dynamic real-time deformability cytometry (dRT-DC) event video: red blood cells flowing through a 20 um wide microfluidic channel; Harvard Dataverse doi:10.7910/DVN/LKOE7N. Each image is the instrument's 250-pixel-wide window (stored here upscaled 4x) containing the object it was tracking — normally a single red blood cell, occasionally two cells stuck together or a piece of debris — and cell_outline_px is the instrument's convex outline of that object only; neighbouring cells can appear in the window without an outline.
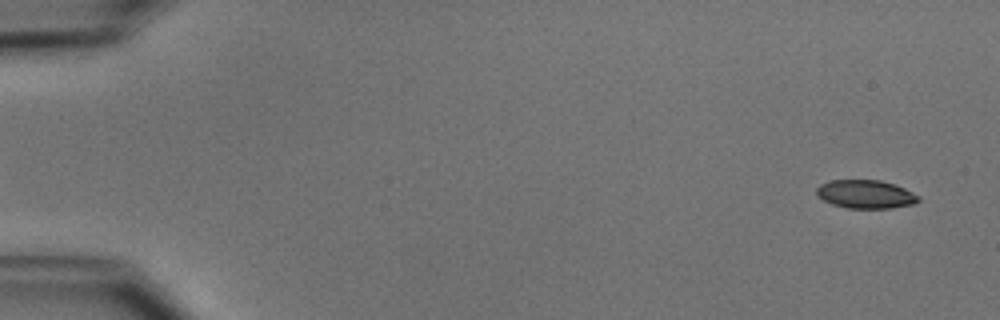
{"species": "common noctule bat (a hibernating species)", "species_latin": "Nyctalus noctula", "temperature_condition": "cold", "stored_images_in_passage": 51, "camera_frame_rate_fps": 3000, "um_per_image_px": 0.085, "animal": {"sex": "male", "body_mass_g": 15.6}, "frame": {"image": 1, "passage_image": 2, "time_ms": 0.333, "image_size_px": [1000, 320], "cell_outline_px": [[920, 200], [916, 204], [892, 208], [848, 208], [832, 204], [824, 200], [816, 192], [816, 188], [820, 184], [828, 180], [880, 180], [904, 188], [920, 196]], "centroid_in_image_um": [73.6, 16.51], "position_along_channel_um": 11.4, "area_um2": 16.88}}
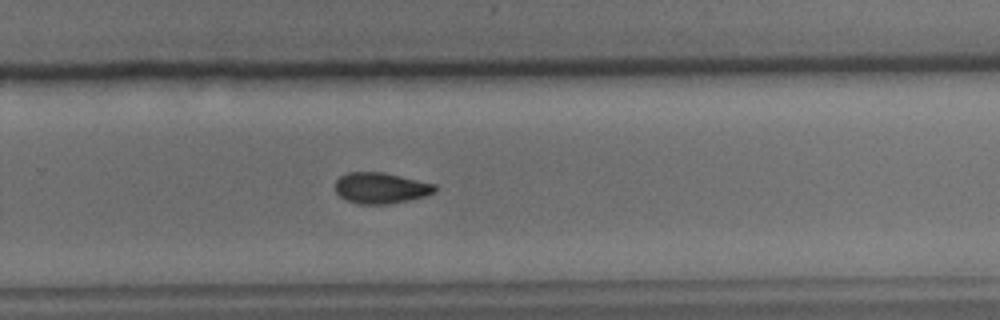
{"frame": {"image": 2, "passage_image": 34, "time_ms": 11.0, "image_size_px": [1000, 320], "cell_outline_px": [[436, 192], [424, 196], [408, 200], [388, 204], [360, 204], [348, 200], [340, 196], [336, 192], [336, 180], [340, 176], [348, 172], [384, 172], [436, 184]], "centroid_in_image_um": [32.38, 15.97], "position_along_channel_um": 297.4, "area_um2": 17.92}}
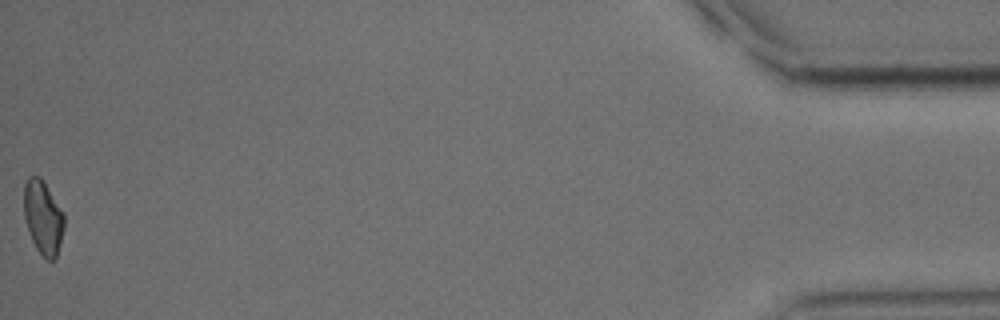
{"frame": {"image": 3, "passage_image": 51, "time_ms": 16.667, "image_size_px": [1000, 320], "cell_outline_px": [[64, 228], [60, 244], [56, 256], [52, 260], [48, 260], [36, 248], [32, 240], [24, 216], [24, 184], [28, 176], [40, 176], [64, 216]], "centroid_in_image_um": [3.64, 18.47], "position_along_channel_um": 431.6, "area_um2": 16.82}, "authors_computed_cell_mechanics": {"area_um2": 17.9758, "velocity_mm_per_s": 3.9512, "shape_relaxation_time_tau1_ms": 10.7119, "shape_relaxation_time_tau2_ms": null, "deformation_change_tau1": 0.1828, "deformation_change_tau2": null}}